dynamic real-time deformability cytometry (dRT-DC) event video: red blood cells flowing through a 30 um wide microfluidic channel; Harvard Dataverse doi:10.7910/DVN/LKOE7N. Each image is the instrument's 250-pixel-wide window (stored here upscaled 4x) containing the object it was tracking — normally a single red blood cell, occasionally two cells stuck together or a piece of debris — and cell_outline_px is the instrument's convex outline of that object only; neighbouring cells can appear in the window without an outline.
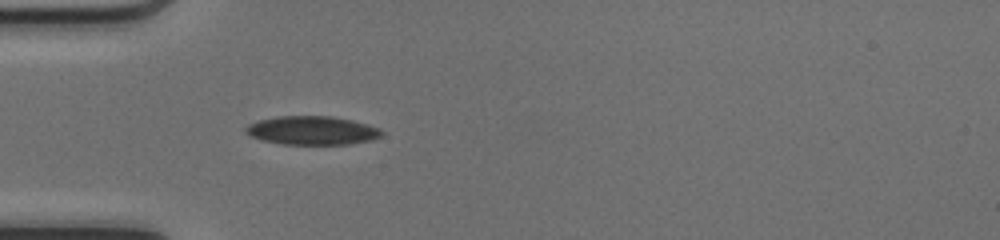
{"species": "common noctule bat (a hibernating species)", "species_latin": "Nyctalus noctula", "temperature_condition": "cold", "stored_images_in_passage": 39, "camera_frame_rate_fps": 3000, "um_per_image_px": 0.085, "animal": {"sex": "female", "body_mass_g": 17.0, "forearm_length_mm": 48.0}, "frame": {"image": 1, "passage_image": 5, "time_ms": 1.333, "image_size_px": [1000, 240], "cell_outline_px": [[384, 132], [380, 136], [372, 140], [348, 144], [284, 144], [264, 140], [252, 136], [244, 132], [244, 128], [248, 124], [260, 120], [280, 116], [332, 116], [352, 120], [368, 124], [380, 128]], "centroid_in_image_um": [26.56, 11.08], "position_along_channel_um": 58.4, "area_um2": 22.6}}
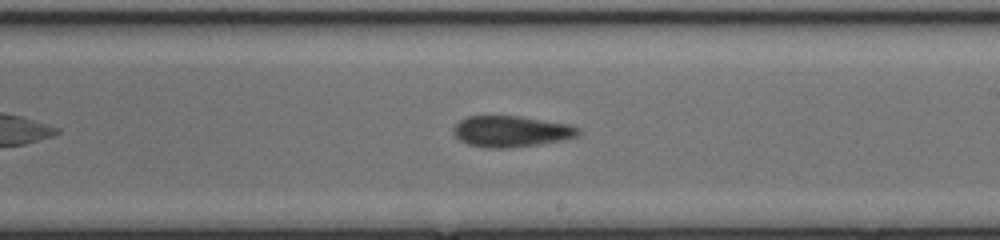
{"frame": {"image": 2, "passage_image": 19, "time_ms": 6.0, "image_size_px": [1000, 240], "cell_outline_px": [[580, 132], [576, 136], [564, 140], [540, 144], [508, 148], [488, 148], [468, 144], [460, 140], [452, 132], [452, 128], [460, 120], [468, 116], [520, 116], [572, 124], [580, 128]], "centroid_in_image_um": [43.47, 11.16], "position_along_channel_um": 245.5, "area_um2": 22.83}}
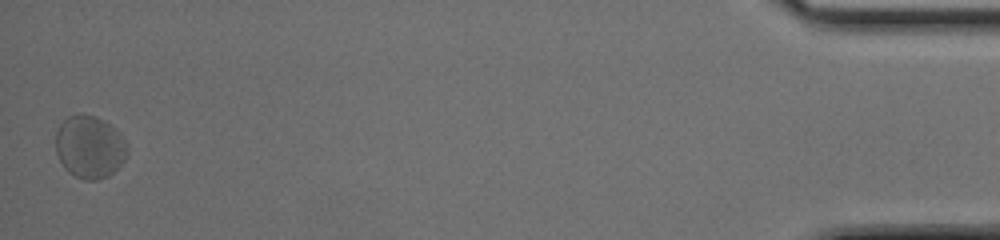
{"frame": {"image": 3, "passage_image": 39, "time_ms": 12.667, "image_size_px": [1000, 240], "cell_outline_px": [[128, 156], [108, 176], [96, 180], [84, 180], [72, 176], [64, 168], [56, 152], [56, 132], [60, 124], [68, 116], [80, 112], [96, 116], [104, 120], [124, 140], [128, 148]], "centroid_in_image_um": [7.59, 12.49], "position_along_channel_um": 427.6, "area_um2": 26.18}, "authors_computed_cell_mechanics": {"area_um2": 22.831, "velocity_mm_per_s": 4.1238, "shape_relaxation_time_tau1_ms": 10.3201, "shape_relaxation_time_tau2_ms": null, "deformation_change_tau1": 0.1421, "deformation_change_tau2": null}}